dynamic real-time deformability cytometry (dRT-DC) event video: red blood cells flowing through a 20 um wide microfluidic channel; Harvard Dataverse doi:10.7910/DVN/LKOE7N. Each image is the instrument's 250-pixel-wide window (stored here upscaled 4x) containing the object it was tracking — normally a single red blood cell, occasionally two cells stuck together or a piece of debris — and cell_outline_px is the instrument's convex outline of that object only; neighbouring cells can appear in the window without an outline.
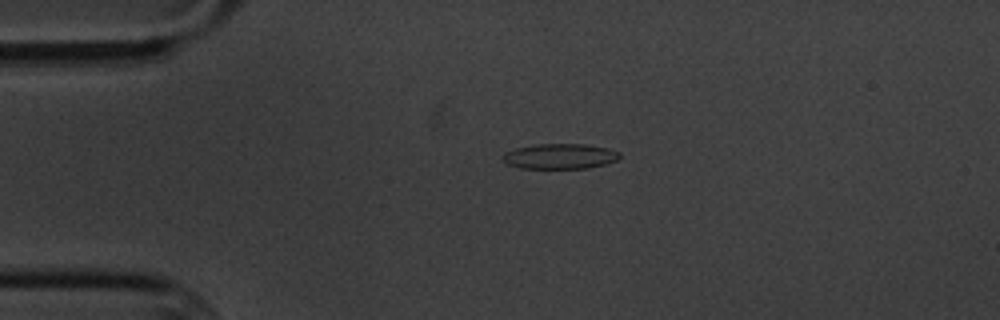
{"species": "common noctule bat (a hibernating species)", "species_latin": "Nyctalus noctula", "temperature_condition": "cold", "stored_images_in_passage": 4, "camera_frame_rate_fps": 3000, "um_per_image_px": 0.085, "animal": {"sex": "male", "body_mass_g": 20.1, "forearm_length_mm": 53.5}, "frame": {"image": 1, "passage_image": 3, "time_ms": 2.333, "image_size_px": [1000, 320], "cell_outline_px": [[620, 156], [616, 160], [604, 164], [588, 168], [520, 168], [508, 164], [500, 160], [504, 152], [516, 148], [536, 144], [584, 144], [608, 148], [620, 152]], "centroid_in_image_um": [47.55, 13.28], "position_along_channel_um": 37.4, "area_um2": 17.22}}
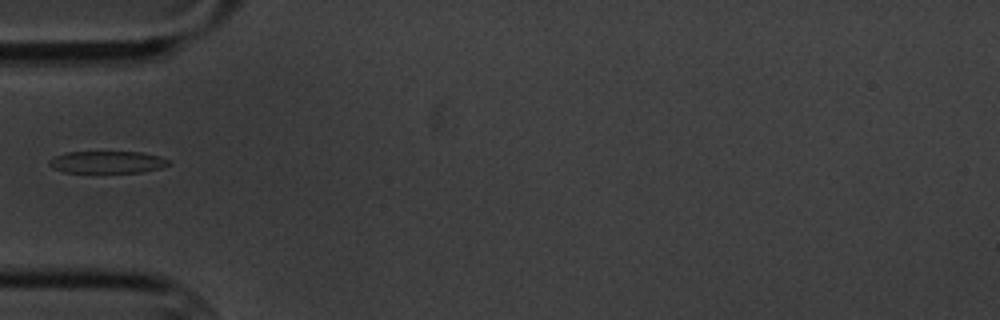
{"frame": {"image": 2, "passage_image": 4, "time_ms": 4.333, "image_size_px": [1000, 320], "cell_outline_px": [[172, 160], [168, 164], [160, 168], [144, 172], [64, 172], [52, 168], [48, 164], [48, 160], [64, 152], [140, 152], [160, 156]], "centroid_in_image_um": [9.12, 13.78], "position_along_channel_um": 75.9, "area_um2": 15.43}}